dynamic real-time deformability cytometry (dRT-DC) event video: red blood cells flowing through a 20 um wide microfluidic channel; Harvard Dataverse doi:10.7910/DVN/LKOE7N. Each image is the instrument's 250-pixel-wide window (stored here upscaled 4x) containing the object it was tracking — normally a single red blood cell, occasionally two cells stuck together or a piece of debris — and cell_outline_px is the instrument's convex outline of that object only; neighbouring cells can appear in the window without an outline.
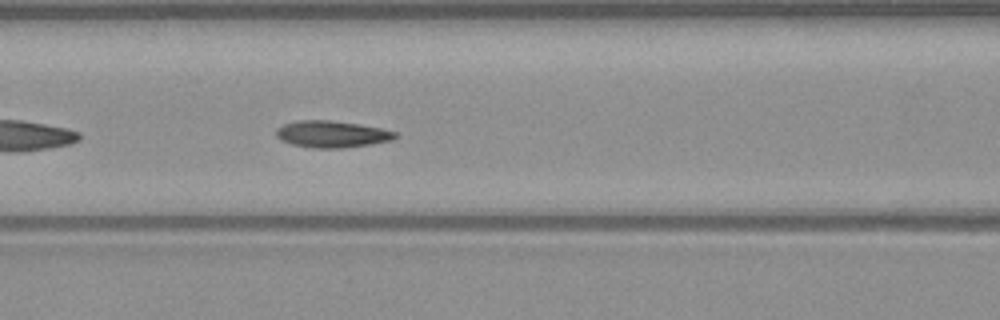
{"species": "common noctule bat (a hibernating species)", "species_latin": "Nyctalus noctula", "temperature_condition": "warm", "stored_images_in_passage": 34, "camera_frame_rate_fps": 3000, "um_per_image_px": 0.085, "animal": {"sex": "male", "body_mass_g": 23.1, "forearm_length_mm": 52.7}, "frame": {"image": 1, "passage_image": 8, "time_ms": 2.333, "image_size_px": [1000, 320], "cell_outline_px": [[396, 136], [392, 140], [372, 144], [344, 148], [312, 148], [292, 144], [276, 136], [276, 128], [284, 124], [296, 120], [328, 120], [360, 124], [380, 128], [396, 132]], "centroid_in_image_um": [28.2, 11.4], "position_along_channel_um": 138.4, "area_um2": 18.5}}
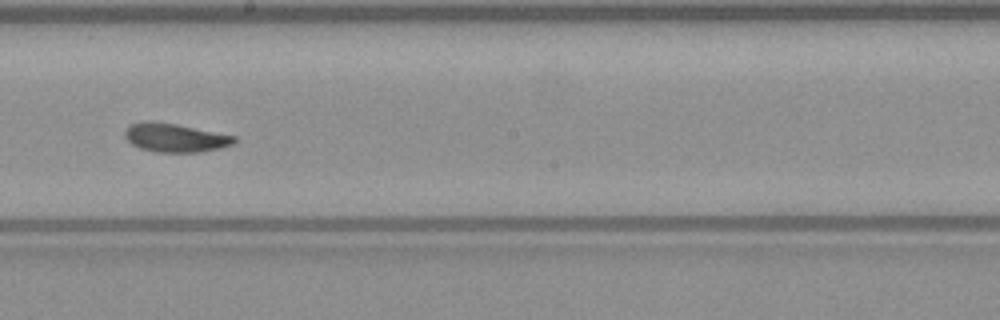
{"frame": {"image": 2, "passage_image": 15, "time_ms": 4.667, "image_size_px": [1000, 320], "cell_outline_px": [[236, 144], [220, 148], [200, 152], [156, 152], [140, 148], [132, 144], [124, 136], [124, 132], [132, 124], [148, 120], [152, 120], [176, 124], [236, 136]], "centroid_in_image_um": [14.91, 11.7], "position_along_channel_um": 233.3, "area_um2": 18.26}}
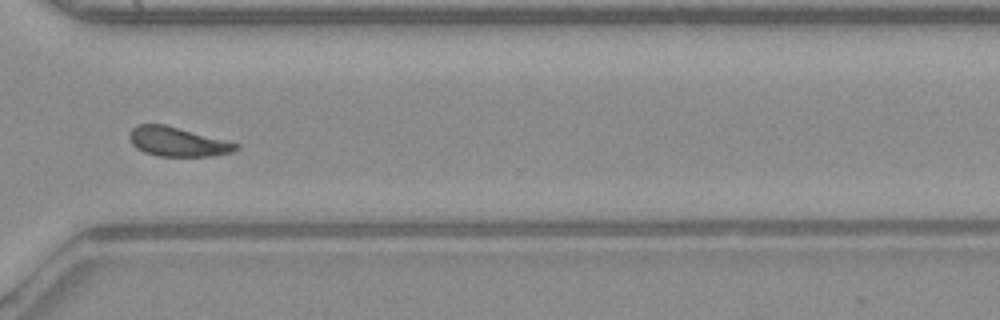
{"frame": {"image": 3, "passage_image": 24, "time_ms": 7.667, "image_size_px": [1000, 320], "cell_outline_px": [[240, 148], [232, 152], [208, 156], [156, 156], [144, 152], [136, 148], [132, 144], [128, 136], [132, 128], [136, 124], [164, 124], [240, 144]], "centroid_in_image_um": [15.06, 12.05], "position_along_channel_um": 355.5, "area_um2": 18.15}, "authors_computed_cell_mechanics": {"area_um2": 18.207, "velocity_mm_per_s": 4.0766, "shape_relaxation_time_tau1_ms": 2.5732, "shape_relaxation_time_tau2_ms": 1.9058, "deformation_change_tau1": 0.1071, "deformation_change_tau2": 0.0746}}